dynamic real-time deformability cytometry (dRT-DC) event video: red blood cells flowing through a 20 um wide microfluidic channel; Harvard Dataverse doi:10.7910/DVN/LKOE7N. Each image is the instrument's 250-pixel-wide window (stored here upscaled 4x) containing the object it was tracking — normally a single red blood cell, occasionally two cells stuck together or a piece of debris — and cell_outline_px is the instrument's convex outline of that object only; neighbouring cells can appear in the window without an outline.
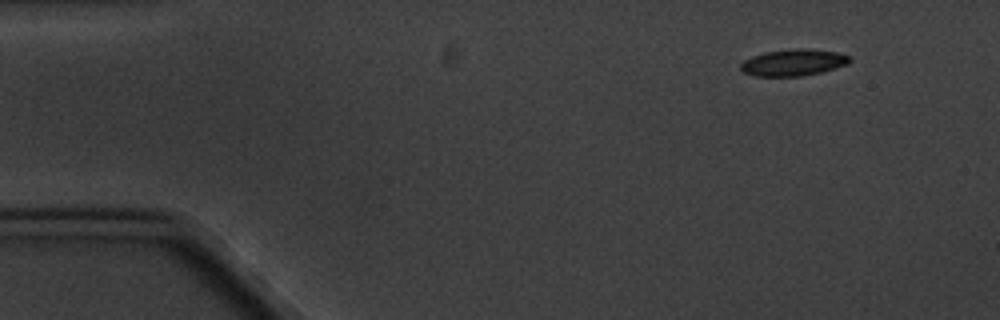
{"species": "common noctule bat (a hibernating species)", "species_latin": "Nyctalus noctula", "temperature_condition": "cold", "stored_images_in_passage": 4, "camera_frame_rate_fps": 3000, "um_per_image_px": 0.085, "animal": {"sex": "male", "body_mass_g": 20.1, "forearm_length_mm": 53.5}, "frame": {"image": 1, "passage_image": 1, "time_ms": 0.0, "image_size_px": [1000, 320], "cell_outline_px": [[852, 60], [848, 64], [820, 72], [800, 76], [752, 76], [744, 72], [740, 68], [740, 64], [744, 60], [752, 56], [764, 52], [792, 48], [804, 48], [836, 52], [848, 56]], "centroid_in_image_um": [67.4, 5.31], "position_along_channel_um": 17.6, "area_um2": 16.88}}
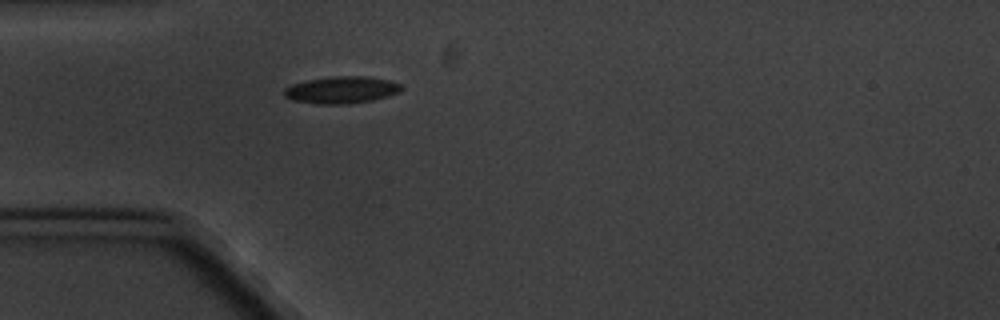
{"frame": {"image": 2, "passage_image": 4, "time_ms": 3.667, "image_size_px": [1000, 320], "cell_outline_px": [[404, 88], [388, 96], [372, 100], [344, 104], [316, 104], [292, 100], [284, 96], [284, 88], [292, 84], [308, 80], [332, 76], [368, 76], [392, 80], [400, 84]], "centroid_in_image_um": [29.02, 7.63], "position_along_channel_um": 56.0, "area_um2": 18.5}}